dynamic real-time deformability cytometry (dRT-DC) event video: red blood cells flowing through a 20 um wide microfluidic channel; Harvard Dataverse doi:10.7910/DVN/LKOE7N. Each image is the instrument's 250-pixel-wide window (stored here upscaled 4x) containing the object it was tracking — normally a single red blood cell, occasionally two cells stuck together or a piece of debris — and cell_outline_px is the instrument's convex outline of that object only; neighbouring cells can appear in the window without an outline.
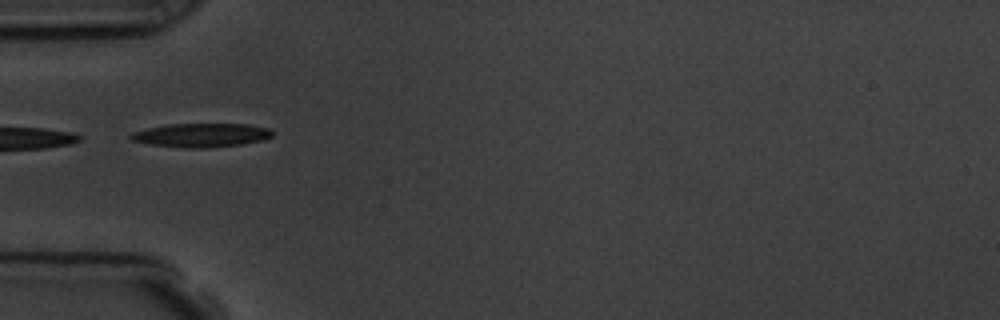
{"species": "common noctule bat (a hibernating species)", "species_latin": "Nyctalus noctula", "temperature_condition": "room temperature", "stored_images_in_passage": 9, "camera_frame_rate_fps": 3000, "um_per_image_px": 0.085, "animal": {"sex": "male", "body_mass_g": 19.5, "forearm_length_mm": 54.6}, "frame": {"image": 1, "passage_image": 6, "time_ms": 5.667, "image_size_px": [1000, 320], "cell_outline_px": [[272, 136], [264, 140], [240, 144], [212, 148], [188, 148], [148, 144], [132, 140], [128, 136], [132, 132], [148, 128], [168, 124], [248, 124], [268, 128], [272, 132]], "centroid_in_image_um": [17.1, 11.49], "position_along_channel_um": 67.9, "area_um2": 19.65}}